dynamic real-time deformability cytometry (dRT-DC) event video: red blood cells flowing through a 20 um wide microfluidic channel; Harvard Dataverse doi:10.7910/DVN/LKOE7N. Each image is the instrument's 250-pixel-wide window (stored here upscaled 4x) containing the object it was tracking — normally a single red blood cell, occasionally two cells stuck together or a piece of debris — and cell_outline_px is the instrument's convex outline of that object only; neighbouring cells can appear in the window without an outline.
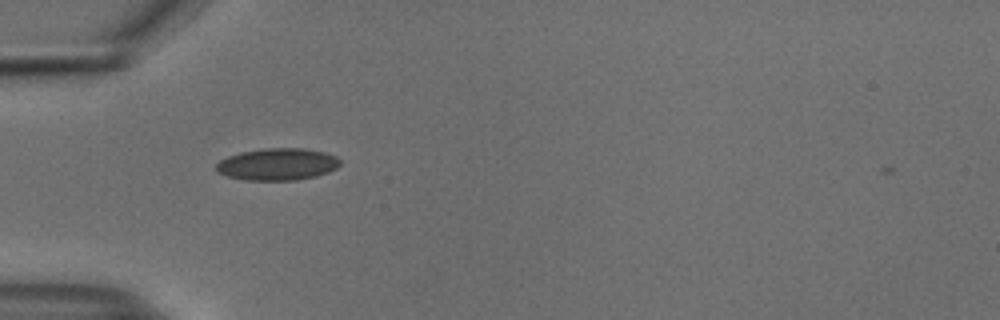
{"species": "common noctule bat (a hibernating species)", "species_latin": "Nyctalus noctula", "temperature_condition": "cold", "stored_images_in_passage": 40, "camera_frame_rate_fps": 3000, "um_per_image_px": 0.085, "animal": {"sex": "male", "body_mass_g": 18.8}, "frame": {"image": 1, "passage_image": 3, "time_ms": 0.667, "image_size_px": [1000, 320], "cell_outline_px": [[340, 164], [336, 168], [328, 172], [316, 176], [296, 180], [244, 180], [228, 176], [216, 172], [216, 164], [220, 160], [228, 156], [240, 152], [264, 148], [304, 148], [324, 152], [336, 156], [340, 160]], "centroid_in_image_um": [23.58, 13.96], "position_along_channel_um": 61.4, "area_um2": 23.18}}
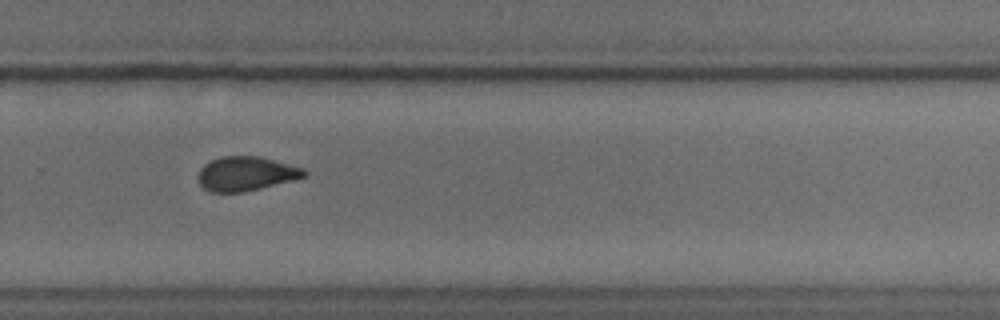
{"frame": {"image": 2, "passage_image": 23, "time_ms": 7.333, "image_size_px": [1000, 320], "cell_outline_px": [[308, 176], [244, 192], [208, 192], [196, 180], [196, 176], [200, 168], [204, 164], [220, 156], [260, 156], [304, 168], [308, 172]], "centroid_in_image_um": [20.88, 14.76], "position_along_channel_um": 308.9, "area_um2": 21.39}}
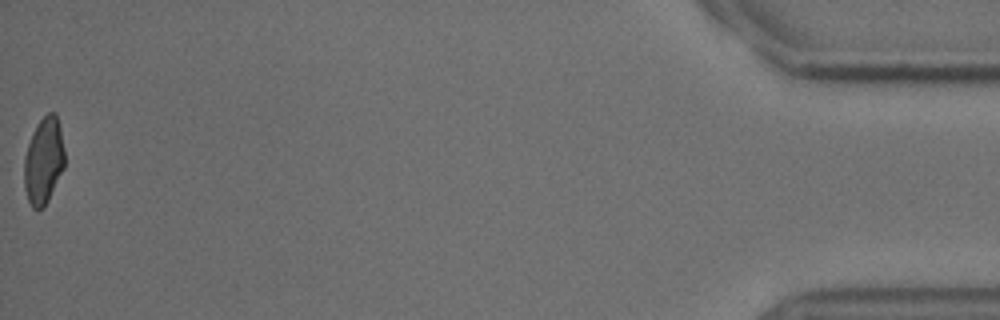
{"frame": {"image": 3, "passage_image": 40, "time_ms": 13.0, "image_size_px": [1000, 320], "cell_outline_px": [[64, 168], [44, 208], [32, 208], [28, 200], [24, 188], [24, 156], [32, 132], [36, 124], [48, 112], [56, 112], [60, 128], [64, 148]], "centroid_in_image_um": [3.7, 13.65], "position_along_channel_um": 431.5, "area_um2": 20.52}, "authors_computed_cell_mechanics": {"area_um2": 21.9062, "velocity_mm_per_s": 3.7594, "shape_relaxation_time_tau1_ms": 9.3399, "shape_relaxation_time_tau2_ms": 1.1665, "deformation_change_tau1": 0.163, "deformation_change_tau2": 0.0646}}